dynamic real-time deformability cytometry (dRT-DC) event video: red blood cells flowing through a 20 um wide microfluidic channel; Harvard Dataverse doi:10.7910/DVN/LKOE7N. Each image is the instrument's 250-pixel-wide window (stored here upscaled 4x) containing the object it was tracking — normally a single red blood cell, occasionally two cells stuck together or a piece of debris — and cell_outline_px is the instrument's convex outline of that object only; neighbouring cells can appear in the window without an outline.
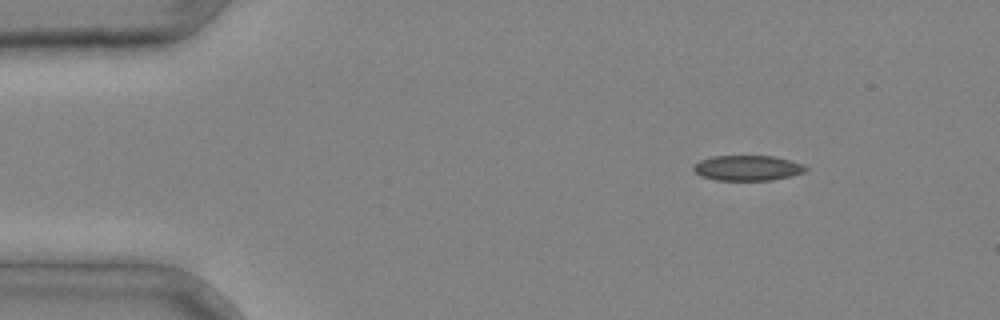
{"species": "common noctule bat (a hibernating species)", "species_latin": "Nyctalus noctula", "temperature_condition": "cold", "stored_images_in_passage": 3, "segment_of_instrument_passage": [1, 2], "camera_frame_rate_fps": 3000, "um_per_image_px": 0.085, "animal": {"sex": "male", "body_mass_g": 20.4}, "frame": {"image": 1, "passage_image": 1, "time_ms": 0.0, "image_size_px": [1000, 320], "cell_outline_px": [[808, 168], [804, 172], [792, 176], [772, 180], [716, 180], [700, 176], [692, 168], [692, 164], [700, 160], [716, 156], [772, 156], [804, 164]], "centroid_in_image_um": [63.53, 14.28], "position_along_channel_um": 21.5, "area_um2": 16.53}}